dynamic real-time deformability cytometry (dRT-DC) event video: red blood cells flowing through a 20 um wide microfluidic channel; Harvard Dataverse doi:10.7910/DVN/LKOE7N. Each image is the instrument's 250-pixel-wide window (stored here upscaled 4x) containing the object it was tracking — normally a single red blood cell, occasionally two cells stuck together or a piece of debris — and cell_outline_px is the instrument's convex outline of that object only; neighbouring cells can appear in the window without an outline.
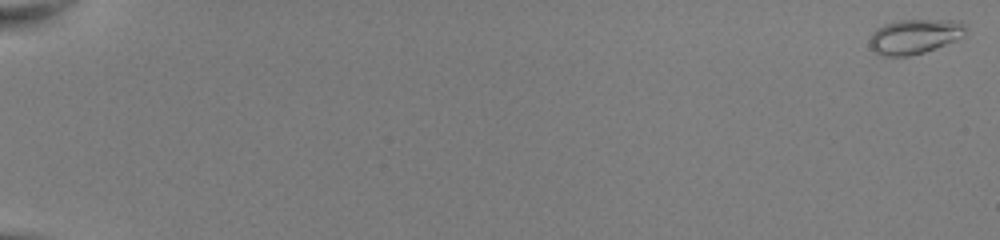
{"species": "common noctule bat (a hibernating species)", "species_latin": "Nyctalus noctula", "temperature_condition": "room temperature", "stored_images_in_passage": 8, "camera_frame_rate_fps": 3000, "um_per_image_px": 0.085, "animal": {"sex": "female", "body_mass_g": 22.0, "forearm_length_mm": 56.7}, "frame": {"image": 1, "passage_image": 1, "time_ms": 0.0, "image_size_px": [1000, 240], "cell_outline_px": [[964, 36], [956, 40], [936, 48], [924, 52], [908, 56], [880, 56], [872, 52], [872, 32], [876, 28], [884, 24], [900, 20], [960, 20], [964, 24]], "centroid_in_image_um": [77.74, 3.1], "position_along_channel_um": 7.3, "area_um2": 19.36}}